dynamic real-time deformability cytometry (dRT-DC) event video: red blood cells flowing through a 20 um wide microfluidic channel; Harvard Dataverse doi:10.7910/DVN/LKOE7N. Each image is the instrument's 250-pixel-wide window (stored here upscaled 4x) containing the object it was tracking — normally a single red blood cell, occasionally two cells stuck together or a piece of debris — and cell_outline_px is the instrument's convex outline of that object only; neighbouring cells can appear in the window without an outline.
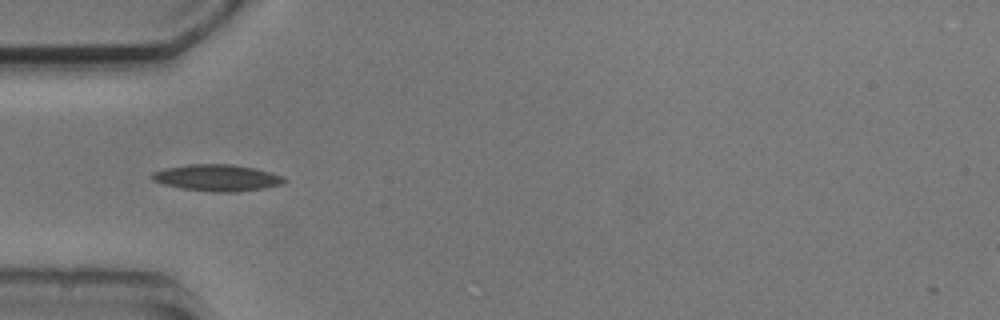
{"species": "common noctule bat (a hibernating species)", "species_latin": "Nyctalus noctula", "temperature_condition": "cold", "stored_images_in_passage": 6, "camera_frame_rate_fps": 3000, "um_per_image_px": 0.085, "animal": {"sex": "male", "body_mass_g": 20.5, "forearm_length_mm": 52.5}, "frame": {"image": 1, "passage_image": 3, "time_ms": 4.333, "image_size_px": [1000, 320], "cell_outline_px": [[284, 184], [264, 188], [236, 192], [212, 192], [180, 188], [164, 184], [152, 180], [152, 172], [164, 168], [188, 164], [232, 164], [252, 168], [284, 176]], "centroid_in_image_um": [18.43, 15.11], "position_along_channel_um": 66.6, "area_um2": 20.4}}